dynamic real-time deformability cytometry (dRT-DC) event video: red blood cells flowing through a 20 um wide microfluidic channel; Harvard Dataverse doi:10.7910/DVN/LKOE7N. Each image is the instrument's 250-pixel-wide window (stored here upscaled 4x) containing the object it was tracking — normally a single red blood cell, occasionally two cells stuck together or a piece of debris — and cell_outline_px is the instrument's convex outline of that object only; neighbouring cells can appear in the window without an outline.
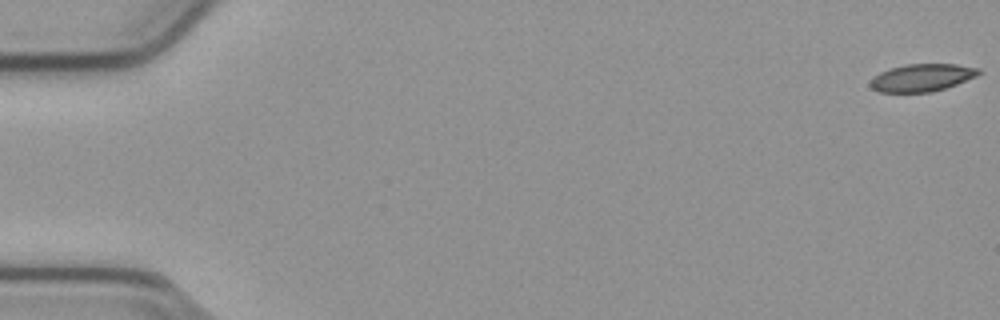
{"species": "common noctule bat (a hibernating species)", "species_latin": "Nyctalus noctula", "temperature_condition": "cold", "stored_images_in_passage": 40, "camera_frame_rate_fps": 3000, "um_per_image_px": 0.085, "animal": {"sex": "male", "body_mass_g": 23.1, "forearm_length_mm": 52.7}, "frame": {"image": 1, "passage_image": 1, "time_ms": 0.0, "image_size_px": [1000, 320], "cell_outline_px": [[980, 72], [976, 76], [956, 84], [932, 92], [880, 92], [872, 88], [868, 84], [872, 76], [880, 72], [892, 68], [908, 64], [956, 64], [980, 68]], "centroid_in_image_um": [78.33, 6.6], "position_along_channel_um": 6.7, "area_um2": 17.28}}
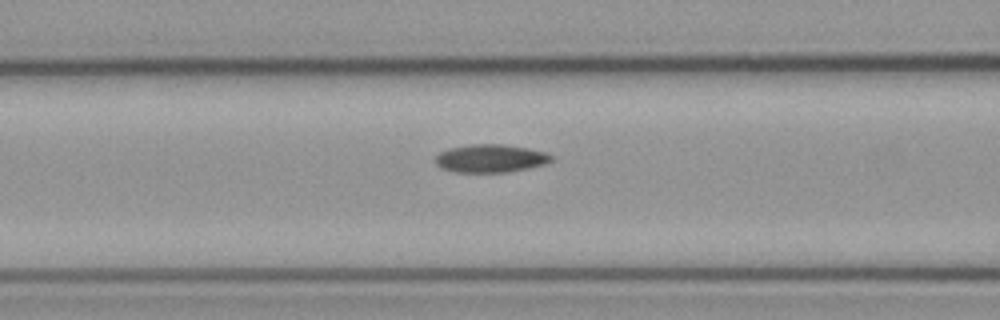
{"frame": {"image": 2, "passage_image": 23, "time_ms": 7.333, "image_size_px": [1000, 320], "cell_outline_px": [[556, 156], [552, 160], [544, 164], [528, 168], [508, 172], [456, 172], [440, 168], [436, 164], [436, 156], [440, 152], [448, 148], [472, 144], [500, 144], [528, 148], [548, 152]], "centroid_in_image_um": [41.72, 13.46], "position_along_channel_um": 124.9, "area_um2": 19.07}}
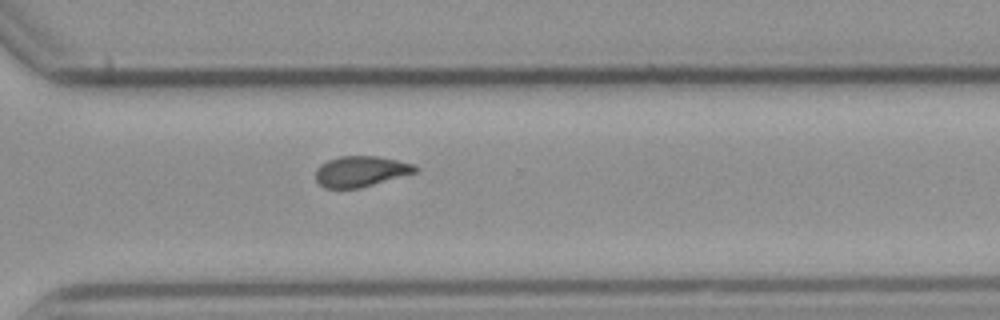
{"frame": {"image": 3, "passage_image": 40, "time_ms": 13.0, "image_size_px": [1000, 320], "cell_outline_px": [[420, 168], [416, 172], [360, 188], [324, 188], [316, 180], [316, 168], [320, 164], [328, 160], [340, 156], [376, 156], [416, 164]], "centroid_in_image_um": [30.67, 14.56], "position_along_channel_um": 339.9, "area_um2": 17.8}}